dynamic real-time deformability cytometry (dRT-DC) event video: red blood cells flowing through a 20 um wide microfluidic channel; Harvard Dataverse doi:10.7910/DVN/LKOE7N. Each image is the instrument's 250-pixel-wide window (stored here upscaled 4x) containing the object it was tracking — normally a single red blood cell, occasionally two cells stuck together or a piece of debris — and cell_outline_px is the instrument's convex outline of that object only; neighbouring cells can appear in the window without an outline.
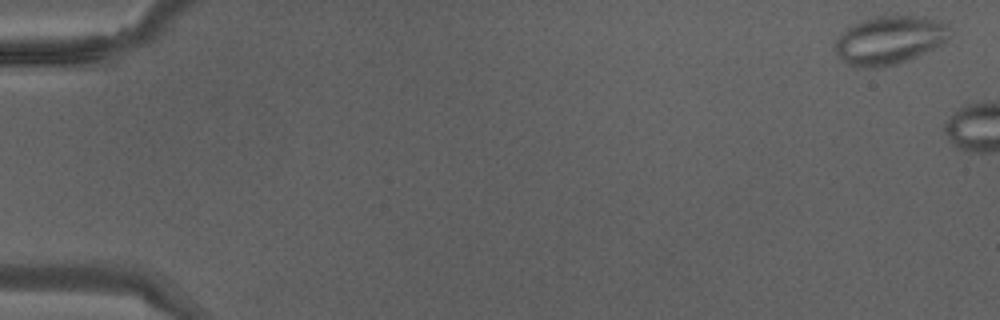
{"species": "Egyptian fruit bat (a non-hibernating species)", "species_latin": "Rousettus aegyptiacus", "temperature_condition": "warm", "stored_images_in_passage": 5, "camera_frame_rate_fps": 3000, "um_per_image_px": 0.085, "animal": {"sex": "male"}, "frame": {"image": 1, "passage_image": 2, "time_ms": 0.333, "image_size_px": [1000, 320], "cell_outline_px": [[948, 40], [944, 44], [908, 60], [896, 64], [876, 68], [852, 68], [836, 52], [836, 40], [852, 24], [860, 20], [876, 16], [924, 16], [944, 20], [948, 24]], "centroid_in_image_um": [75.65, 3.4], "position_along_channel_um": 9.3, "area_um2": 32.54}}